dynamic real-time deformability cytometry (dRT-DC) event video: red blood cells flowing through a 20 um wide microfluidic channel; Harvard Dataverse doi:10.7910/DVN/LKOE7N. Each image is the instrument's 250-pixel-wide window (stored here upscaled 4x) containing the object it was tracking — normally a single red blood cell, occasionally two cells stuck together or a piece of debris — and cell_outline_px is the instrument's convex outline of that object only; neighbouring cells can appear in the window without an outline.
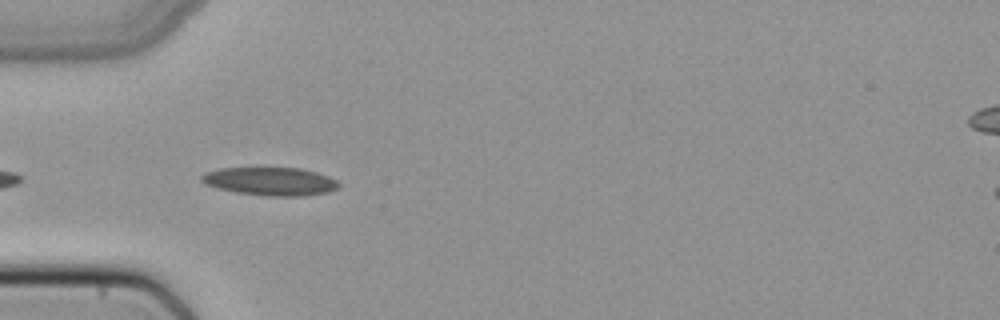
{"species": "common noctule bat (a hibernating species)", "species_latin": "Nyctalus noctula", "temperature_condition": "cold", "stored_images_in_passage": 36, "camera_frame_rate_fps": 3000, "um_per_image_px": 0.085, "animal": {"sex": "female", "body_mass_g": 22.7, "forearm_length_mm": 54.2}, "frame": {"image": 1, "passage_image": 3, "time_ms": 0.667, "image_size_px": [1000, 320], "cell_outline_px": [[340, 184], [336, 188], [328, 192], [304, 196], [268, 196], [236, 192], [216, 188], [204, 184], [200, 180], [200, 176], [204, 172], [220, 168], [300, 168], [316, 172], [328, 176], [336, 180]], "centroid_in_image_um": [22.94, 15.41], "position_along_channel_um": 62.1, "area_um2": 22.6}}
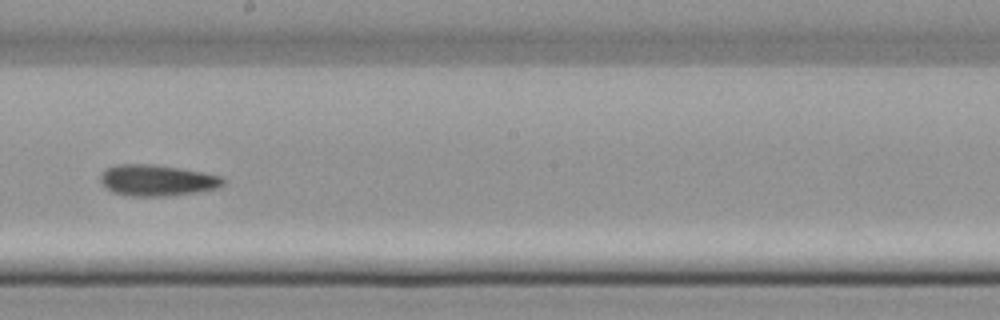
{"frame": {"image": 2, "passage_image": 16, "time_ms": 5.0, "image_size_px": [1000, 320], "cell_outline_px": [[224, 184], [220, 188], [200, 192], [164, 196], [128, 196], [112, 192], [100, 180], [100, 176], [104, 168], [116, 164], [152, 164], [180, 168], [204, 172], [224, 176]], "centroid_in_image_um": [13.38, 15.32], "position_along_channel_um": 234.8, "area_um2": 22.6}}
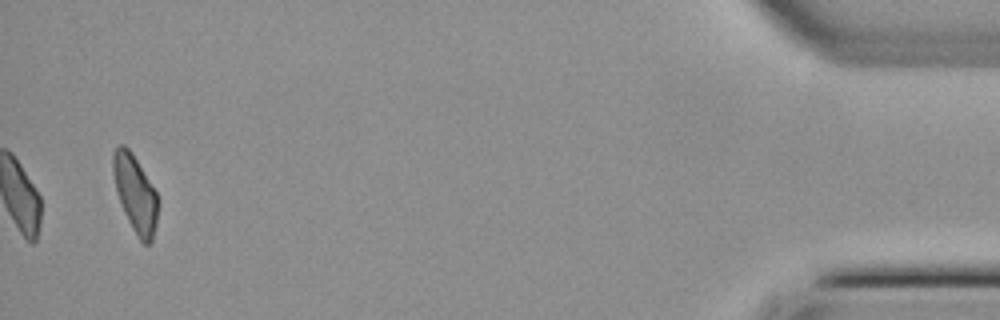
{"frame": {"image": 3, "passage_image": 36, "time_ms": 11.667, "image_size_px": [1000, 320], "cell_outline_px": [[160, 204], [156, 224], [152, 240], [148, 244], [144, 244], [140, 240], [132, 228], [124, 212], [116, 192], [112, 172], [112, 152], [120, 144], [124, 144], [132, 152], [156, 192], [160, 200]], "centroid_in_image_um": [11.5, 16.45], "position_along_channel_um": 423.7, "area_um2": 20.35}}